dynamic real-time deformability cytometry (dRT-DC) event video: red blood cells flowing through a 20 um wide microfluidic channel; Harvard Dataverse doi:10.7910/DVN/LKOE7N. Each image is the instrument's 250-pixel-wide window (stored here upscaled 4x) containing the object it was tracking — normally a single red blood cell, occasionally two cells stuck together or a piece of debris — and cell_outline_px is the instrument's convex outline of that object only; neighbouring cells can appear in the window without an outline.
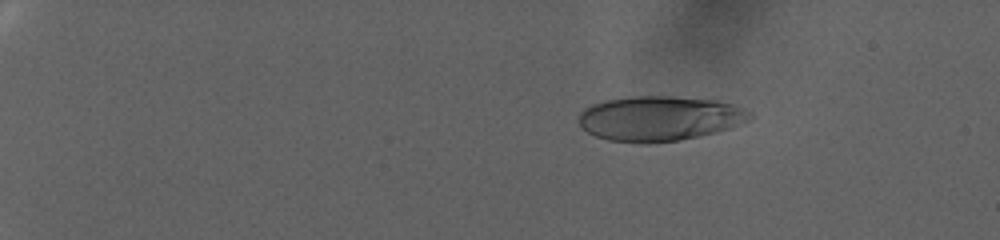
{"species": "human", "species_latin": "Homo sapiens", "temperature_condition": "warm", "stored_images_in_passage": 86, "camera_frame_rate_fps": 3000, "um_per_image_px": 0.085, "donor": {"sex": "female"}, "frame": {"image": 1, "passage_image": 18, "time_ms": 5.667, "image_size_px": [1000, 240], "cell_outline_px": [[756, 116], [732, 128], [680, 140], [608, 140], [596, 136], [588, 132], [576, 120], [580, 112], [584, 108], [592, 104], [604, 100], [632, 96], [672, 96], [716, 100], [736, 104], [752, 112]], "centroid_in_image_um": [56.11, 10.01], "position_along_channel_um": 28.9, "area_um2": 44.22}}
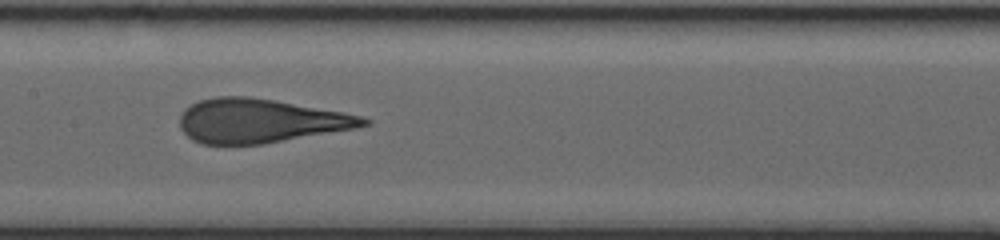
{"frame": {"image": 2, "passage_image": 51, "time_ms": 16.667, "image_size_px": [1000, 240], "cell_outline_px": [[372, 124], [356, 128], [264, 144], [200, 144], [192, 140], [180, 128], [180, 116], [184, 108], [200, 100], [216, 96], [248, 96], [276, 100], [344, 112], [360, 116], [372, 120]], "centroid_in_image_um": [22.12, 10.27], "position_along_channel_um": 185.3, "area_um2": 47.28}}
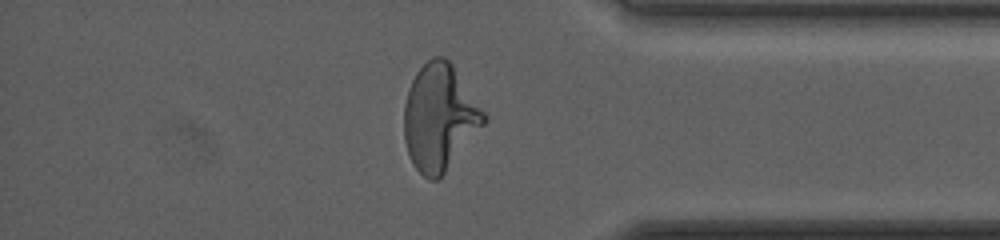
{"frame": {"image": 3, "passage_image": 76, "time_ms": 25.0, "image_size_px": [1000, 240], "cell_outline_px": [[488, 120], [444, 172], [436, 180], [428, 180], [412, 164], [404, 140], [404, 104], [408, 88], [416, 72], [432, 56], [444, 56], [452, 64], [488, 116]], "centroid_in_image_um": [37.35, 9.96], "position_along_channel_um": 397.8, "area_um2": 49.13}, "authors_computed_cell_mechanics": {"area_um2": 46.7024, "velocity_mm_per_s": 2.6582, "shape_relaxation_time_tau1_ms": 8.2363, "shape_relaxation_time_tau2_ms": null, "deformation_change_tau1": 0.2772, "deformation_change_tau2": null}}